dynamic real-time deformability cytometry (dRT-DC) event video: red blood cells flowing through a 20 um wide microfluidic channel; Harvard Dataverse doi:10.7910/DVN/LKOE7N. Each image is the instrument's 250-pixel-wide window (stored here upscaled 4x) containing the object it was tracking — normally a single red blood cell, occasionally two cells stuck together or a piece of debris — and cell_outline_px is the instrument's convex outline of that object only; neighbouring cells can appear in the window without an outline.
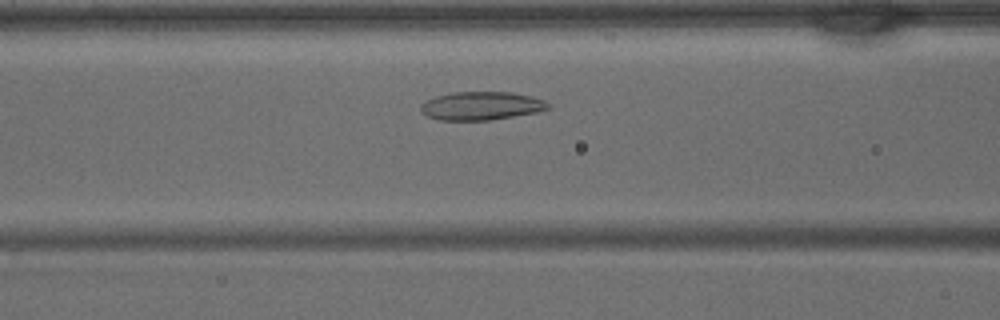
{"species": "common noctule bat (a hibernating species)", "species_latin": "Nyctalus noctula", "temperature_condition": "warm", "stored_images_in_passage": 29, "camera_frame_rate_fps": 3000, "um_per_image_px": 0.085, "animal": {"sex": "male", "body_mass_g": 15.6}, "frame": {"image": 1, "passage_image": 8, "time_ms": 2.333, "image_size_px": [1000, 320], "cell_outline_px": [[552, 108], [536, 112], [488, 120], [440, 120], [428, 116], [420, 112], [420, 104], [436, 96], [452, 92], [512, 92], [532, 96], [544, 100]], "centroid_in_image_um": [40.9, 8.99], "position_along_channel_um": 125.7, "area_um2": 20.98}}
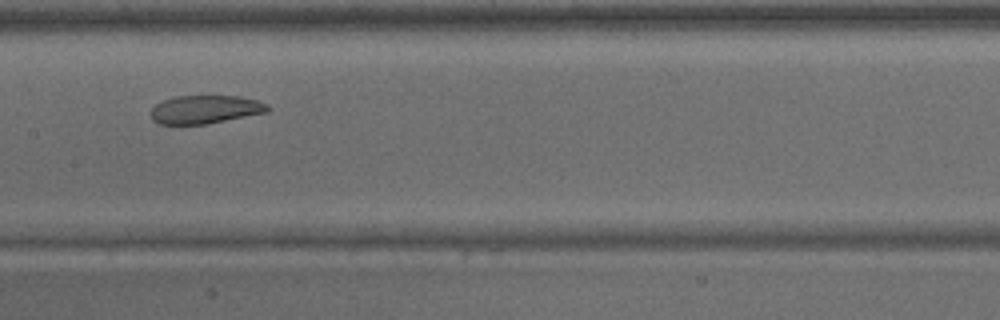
{"frame": {"image": 2, "passage_image": 12, "time_ms": 3.667, "image_size_px": [1000, 320], "cell_outline_px": [[268, 112], [204, 124], [156, 124], [152, 120], [152, 108], [156, 104], [164, 100], [176, 96], [240, 96], [256, 100], [268, 104]], "centroid_in_image_um": [17.43, 9.3], "position_along_channel_um": 190.0, "area_um2": 19.07}}
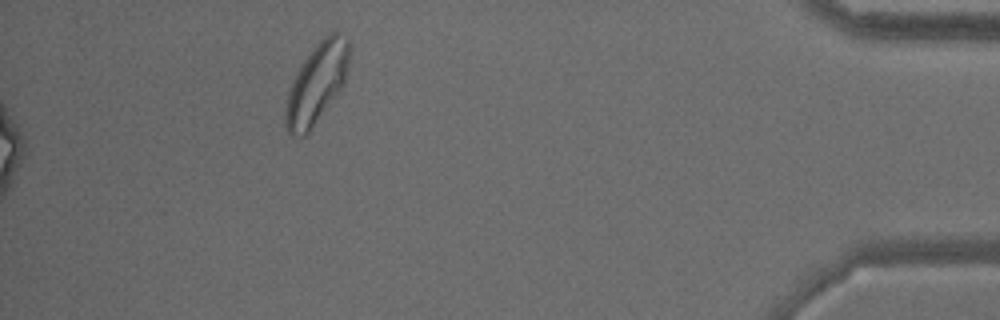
{"frame": {"image": 3, "passage_image": 29, "time_ms": 9.333, "image_size_px": [1000, 320], "cell_outline_px": [[348, 68], [344, 84], [308, 136], [292, 136], [288, 132], [284, 124], [284, 112], [288, 92], [304, 60], [316, 44], [328, 32], [336, 28], [348, 36]], "centroid_in_image_um": [26.94, 7.1], "position_along_channel_um": 408.3, "area_um2": 30.06}}